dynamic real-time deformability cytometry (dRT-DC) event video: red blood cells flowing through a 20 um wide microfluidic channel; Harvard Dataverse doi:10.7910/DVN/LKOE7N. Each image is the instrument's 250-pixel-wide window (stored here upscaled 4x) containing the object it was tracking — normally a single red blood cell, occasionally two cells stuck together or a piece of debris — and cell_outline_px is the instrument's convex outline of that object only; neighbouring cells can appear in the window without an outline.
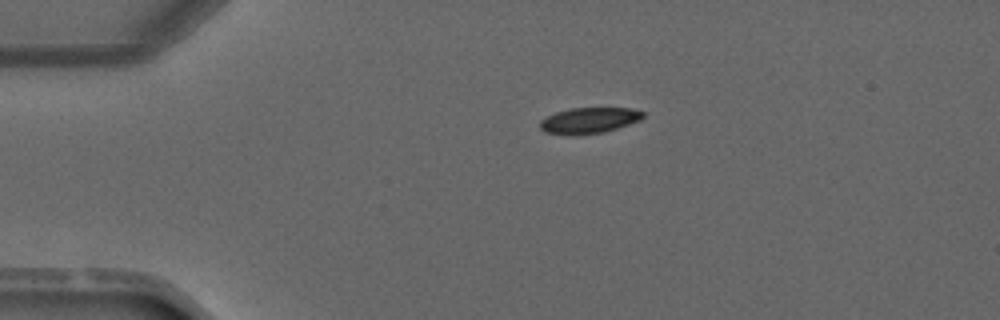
{"species": "common noctule bat (a hibernating species)", "species_latin": "Nyctalus noctula", "temperature_condition": "warm", "stored_images_in_passage": 2, "camera_frame_rate_fps": 3000, "um_per_image_px": 0.085, "animal": {"sex": "male", "forearm_length_mm": 52.5}, "frame": {"image": 1, "passage_image": 1, "time_ms": 0.0, "image_size_px": [1000, 320], "cell_outline_px": [[644, 116], [640, 120], [604, 132], [580, 136], [568, 136], [544, 132], [540, 128], [540, 120], [556, 112], [572, 108], [632, 108], [644, 112]], "centroid_in_image_um": [50.04, 10.26], "position_along_channel_um": 35.0, "area_um2": 15.72}}